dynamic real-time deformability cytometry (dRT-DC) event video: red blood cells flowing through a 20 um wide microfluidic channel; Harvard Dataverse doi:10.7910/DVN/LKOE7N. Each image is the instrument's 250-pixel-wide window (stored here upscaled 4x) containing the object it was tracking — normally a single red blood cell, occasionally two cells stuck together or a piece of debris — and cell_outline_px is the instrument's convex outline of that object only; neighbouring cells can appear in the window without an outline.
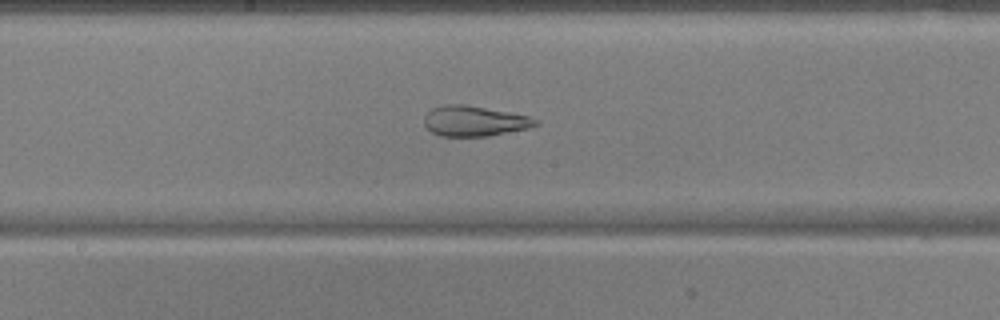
{"species": "common noctule bat (a hibernating species)", "species_latin": "Nyctalus noctula", "temperature_condition": "warm", "stored_images_in_passage": 40, "camera_frame_rate_fps": 3000, "um_per_image_px": 0.085, "animal": {"sex": "male", "body_mass_g": 17.9, "forearm_length_mm": 54.2}, "frame": {"image": 1, "passage_image": 21, "time_ms": 6.667, "image_size_px": [1000, 320], "cell_outline_px": [[540, 124], [528, 128], [488, 136], [440, 136], [432, 132], [424, 124], [424, 116], [432, 108], [444, 104], [464, 104], [508, 112], [528, 116], [540, 120]], "centroid_in_image_um": [40.32, 10.28], "position_along_channel_um": 207.9, "area_um2": 19.65}}
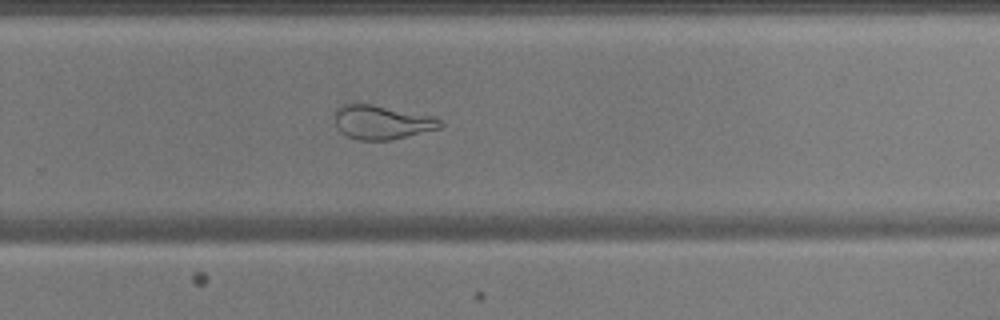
{"frame": {"image": 2, "passage_image": 28, "time_ms": 9.0, "image_size_px": [1000, 320], "cell_outline_px": [[444, 124], [440, 128], [388, 140], [360, 140], [348, 136], [340, 132], [336, 128], [332, 116], [332, 112], [340, 104], [372, 104], [436, 116]], "centroid_in_image_um": [32.4, 10.37], "position_along_channel_um": 297.4, "area_um2": 21.21}}
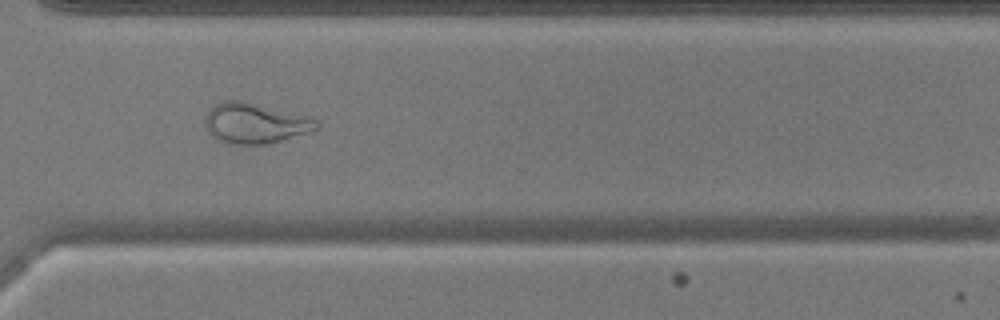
{"frame": {"image": 3, "passage_image": 32, "time_ms": 10.333, "image_size_px": [1000, 320], "cell_outline_px": [[320, 128], [312, 132], [268, 144], [228, 144], [216, 140], [208, 132], [204, 120], [204, 116], [212, 104], [220, 100], [240, 100], [308, 116], [316, 120], [320, 124]], "centroid_in_image_um": [21.65, 10.48], "position_along_channel_um": 348.9, "area_um2": 26.7}, "authors_computed_cell_mechanics": {"area_um2": 25.7788, "velocity_mm_per_s": 3.8446, "shape_relaxation_time_tau1_ms": null, "shape_relaxation_time_tau2_ms": 1.4585, "deformation_change_tau1": null, "deformation_change_tau2": 0.0972}}